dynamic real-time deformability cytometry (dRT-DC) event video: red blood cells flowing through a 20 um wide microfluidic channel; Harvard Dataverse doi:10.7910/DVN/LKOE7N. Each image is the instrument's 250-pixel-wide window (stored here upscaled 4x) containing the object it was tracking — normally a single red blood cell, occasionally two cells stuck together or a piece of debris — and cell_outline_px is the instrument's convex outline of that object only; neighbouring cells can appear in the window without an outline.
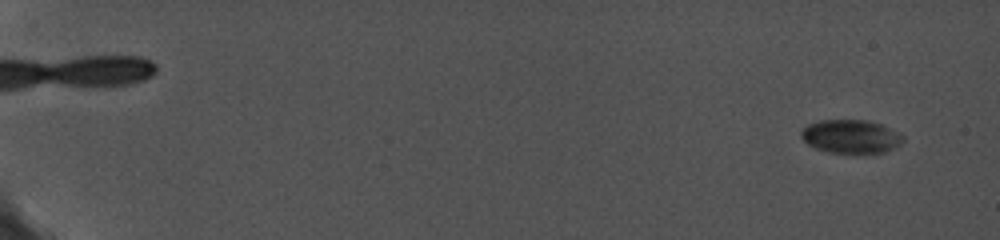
{"species": "common noctule bat (a hibernating species)", "species_latin": "Nyctalus noctula", "temperature_condition": "cold", "stored_images_in_passage": 11, "camera_frame_rate_fps": 5000, "um_per_image_px": 0.085, "animal": {"sex": "female", "body_mass_g": 19.0, "forearm_length_mm": 56.7}, "frame": {"image": 1, "passage_image": 1, "time_ms": 0.0, "image_size_px": [1000, 240], "cell_outline_px": [[904, 140], [900, 144], [884, 152], [828, 152], [816, 148], [808, 144], [800, 136], [800, 132], [808, 124], [820, 120], [868, 120], [880, 124], [904, 136]], "centroid_in_image_um": [72.29, 11.58], "position_along_channel_um": 12.7, "area_um2": 19.54}}
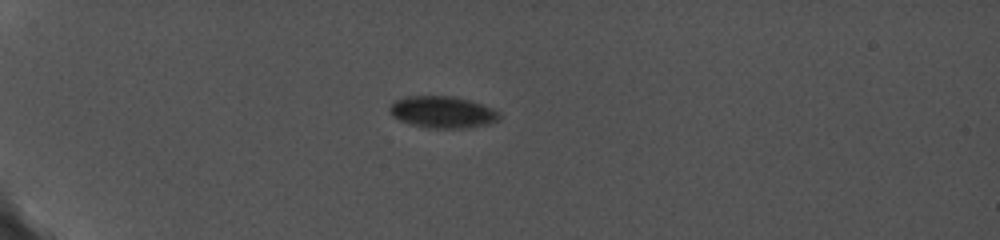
{"frame": {"image": 2, "passage_image": 6, "time_ms": 5.0, "image_size_px": [1000, 240], "cell_outline_px": [[500, 116], [496, 120], [484, 124], [468, 128], [428, 128], [412, 124], [400, 120], [392, 112], [392, 104], [400, 100], [412, 96], [448, 96], [480, 104], [500, 112]], "centroid_in_image_um": [37.65, 9.55], "position_along_channel_um": 47.3, "area_um2": 19.31}}
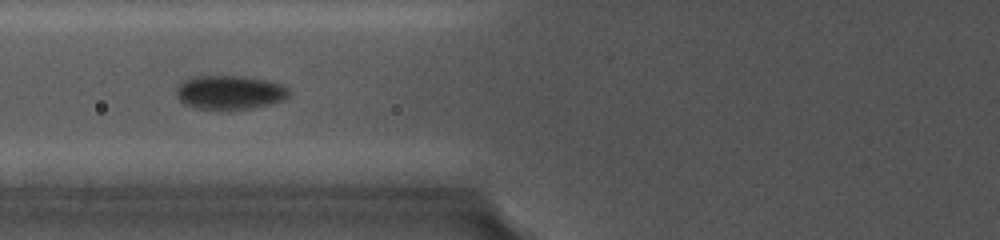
{"frame": {"image": 3, "passage_image": 9, "time_ms": 7.8, "image_size_px": [1000, 240], "cell_outline_px": [[288, 96], [284, 100], [248, 108], [200, 108], [184, 104], [180, 100], [176, 92], [180, 84], [184, 80], [196, 76], [240, 76], [260, 80], [276, 84], [288, 88]], "centroid_in_image_um": [19.48, 7.84], "position_along_channel_um": 106.3, "area_um2": 21.27}}